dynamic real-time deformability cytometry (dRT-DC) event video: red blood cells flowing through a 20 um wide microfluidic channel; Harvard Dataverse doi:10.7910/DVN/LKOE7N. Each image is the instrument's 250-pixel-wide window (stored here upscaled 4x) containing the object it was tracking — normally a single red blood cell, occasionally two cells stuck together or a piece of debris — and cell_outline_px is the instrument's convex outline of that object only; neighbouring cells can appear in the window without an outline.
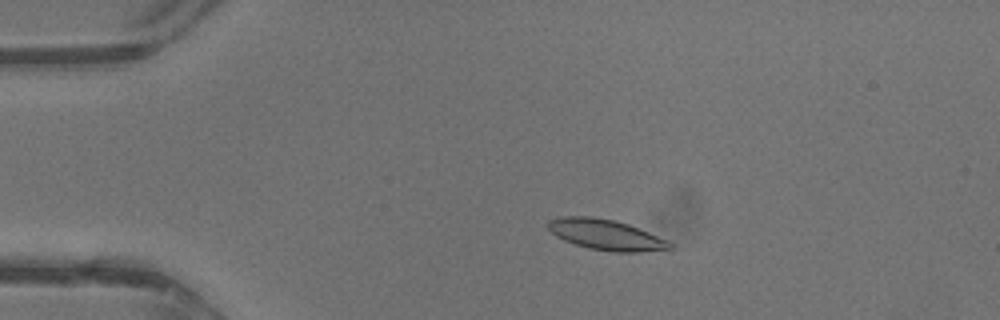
{"species": "common noctule bat (a hibernating species)", "species_latin": "Nyctalus noctula", "temperature_condition": "warm", "stored_images_in_passage": 43, "camera_frame_rate_fps": 3000, "um_per_image_px": 0.085, "animal": {"sex": "male", "body_mass_g": 13.3}, "frame": {"image": 1, "passage_image": 9, "time_ms": 2.667, "image_size_px": [1000, 320], "cell_outline_px": [[672, 248], [640, 252], [612, 252], [588, 248], [564, 240], [556, 236], [548, 228], [548, 220], [564, 216], [592, 216], [612, 220], [628, 224], [668, 240], [672, 244]], "centroid_in_image_um": [51.49, 19.95], "position_along_channel_um": 33.5, "area_um2": 21.5}}
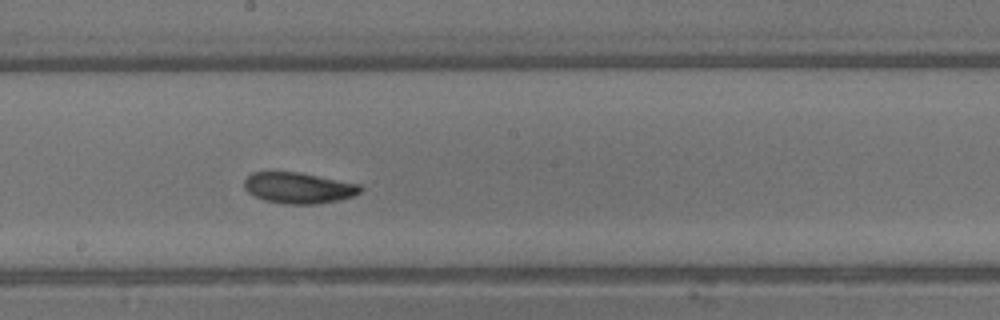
{"frame": {"image": 2, "passage_image": 24, "time_ms": 7.667, "image_size_px": [1000, 320], "cell_outline_px": [[364, 188], [360, 192], [352, 196], [336, 200], [316, 204], [284, 204], [264, 200], [248, 192], [244, 188], [244, 180], [252, 172], [300, 172], [360, 184]], "centroid_in_image_um": [25.37, 15.96], "position_along_channel_um": 222.8, "area_um2": 20.92}}
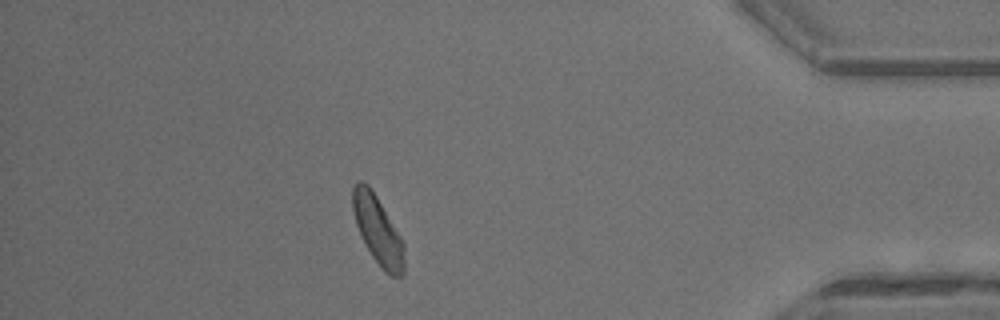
{"frame": {"image": 3, "passage_image": 38, "time_ms": 12.333, "image_size_px": [1000, 320], "cell_outline_px": [[404, 276], [392, 276], [384, 272], [372, 256], [356, 224], [352, 208], [352, 188], [356, 180], [364, 180], [368, 184], [376, 196], [400, 236], [404, 244]], "centroid_in_image_um": [32.1, 19.55], "position_along_channel_um": 403.1, "area_um2": 20.29}, "authors_computed_cell_mechanics": {"area_um2": 20.9236, "velocity_mm_per_s": 4.8044, "shape_relaxation_time_tau1_ms": 2.5727, "shape_relaxation_time_tau2_ms": 4.5788, "deformation_change_tau1": 0.0984, "deformation_change_tau2": 0.1187}}